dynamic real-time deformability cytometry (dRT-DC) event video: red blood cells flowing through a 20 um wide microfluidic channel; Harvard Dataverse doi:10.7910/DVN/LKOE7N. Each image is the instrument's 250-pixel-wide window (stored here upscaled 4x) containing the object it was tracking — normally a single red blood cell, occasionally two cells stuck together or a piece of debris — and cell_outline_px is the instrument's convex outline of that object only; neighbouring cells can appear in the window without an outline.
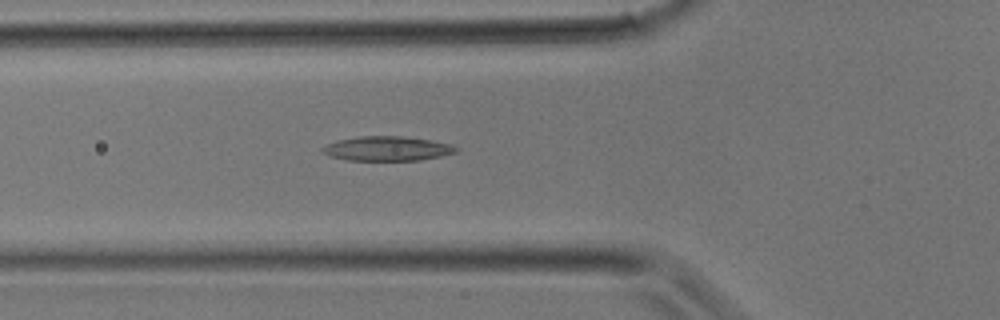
{"species": "common noctule bat (a hibernating species)", "species_latin": "Nyctalus noctula", "temperature_condition": "room temperature", "stored_images_in_passage": 19, "camera_frame_rate_fps": 3000, "um_per_image_px": 0.085, "animal": {"sex": "male", "body_mass_g": 17.9}, "frame": {"image": 1, "passage_image": 11, "time_ms": 3.333, "image_size_px": [1000, 320], "cell_outline_px": [[460, 148], [456, 152], [440, 156], [420, 160], [348, 160], [328, 156], [320, 152], [320, 148], [336, 140], [360, 136], [404, 136], [432, 140], [452, 144]], "centroid_in_image_um": [32.9, 12.62], "position_along_channel_um": 92.9, "area_um2": 19.25}}
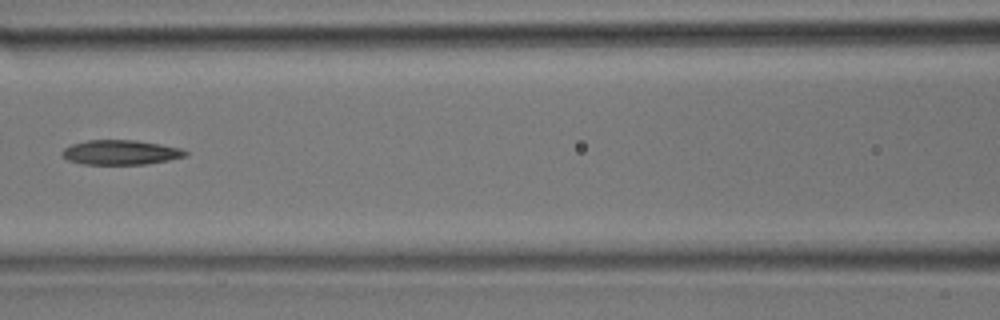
{"frame": {"image": 2, "passage_image": 14, "time_ms": 4.333, "image_size_px": [1000, 320], "cell_outline_px": [[188, 156], [148, 164], [84, 164], [68, 160], [60, 152], [64, 148], [72, 144], [88, 140], [136, 140], [160, 144], [180, 148], [188, 152]], "centroid_in_image_um": [10.27, 12.95], "position_along_channel_um": 156.3, "area_um2": 17.69}}
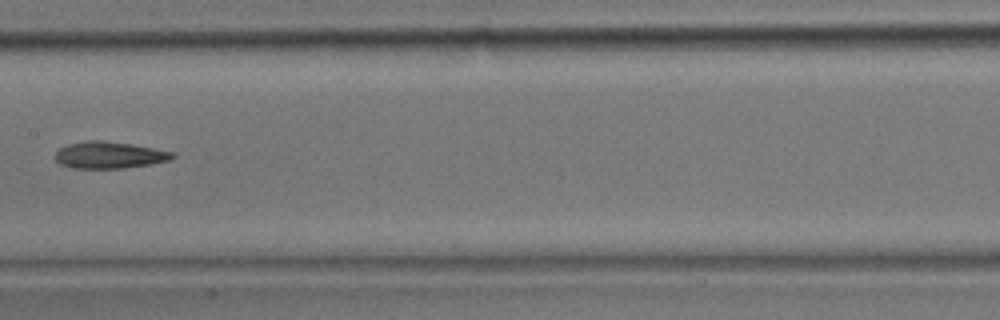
{"frame": {"image": 3, "passage_image": 16, "time_ms": 5.0, "image_size_px": [1000, 320], "cell_outline_px": [[176, 156], [168, 160], [152, 164], [124, 168], [76, 168], [60, 164], [52, 156], [60, 148], [68, 144], [88, 140], [100, 140], [132, 144], [172, 152]], "centroid_in_image_um": [9.25, 13.18], "position_along_channel_um": 198.1, "area_um2": 18.21}}